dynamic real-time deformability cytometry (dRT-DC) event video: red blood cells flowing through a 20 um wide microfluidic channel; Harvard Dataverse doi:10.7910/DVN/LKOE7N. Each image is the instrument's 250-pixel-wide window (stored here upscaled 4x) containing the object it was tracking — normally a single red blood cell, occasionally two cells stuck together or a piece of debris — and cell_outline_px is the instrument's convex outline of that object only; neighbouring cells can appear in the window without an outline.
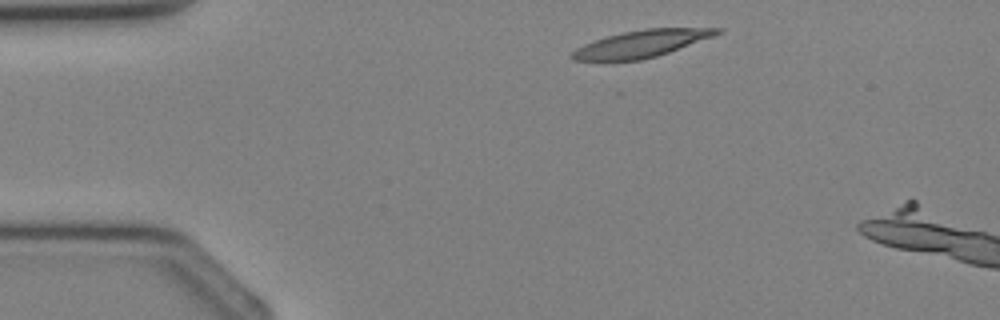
{"species": "Egyptian fruit bat (a non-hibernating species)", "species_latin": "Rousettus aegyptiacus", "temperature_condition": "cold", "stored_images_in_passage": 2, "camera_frame_rate_fps": 3000, "um_per_image_px": 0.085, "animal": {"sex": "female"}, "frame": {"image": 1, "passage_image": 1, "time_ms": 0.0, "image_size_px": [1000, 320], "cell_outline_px": [[724, 32], [668, 52], [656, 56], [640, 60], [572, 60], [568, 56], [576, 48], [584, 44], [608, 36], [624, 32], [644, 28], [724, 28]], "centroid_in_image_um": [54.52, 3.71], "position_along_channel_um": 30.5, "area_um2": 22.48}}